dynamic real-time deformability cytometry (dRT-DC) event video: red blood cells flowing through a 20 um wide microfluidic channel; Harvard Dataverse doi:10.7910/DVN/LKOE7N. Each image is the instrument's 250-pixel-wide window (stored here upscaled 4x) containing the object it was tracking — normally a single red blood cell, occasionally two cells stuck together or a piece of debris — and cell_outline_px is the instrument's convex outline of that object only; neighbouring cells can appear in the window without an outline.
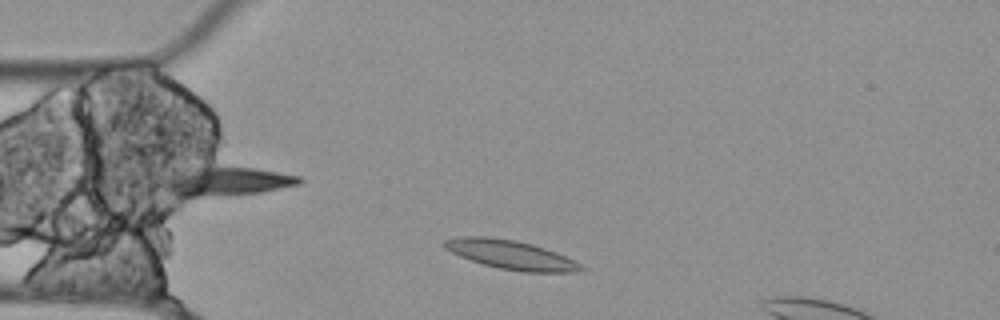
{"species": "Egyptian fruit bat (a non-hibernating species)", "species_latin": "Rousettus aegyptiacus", "temperature_condition": "cold", "stored_images_in_passage": 29, "camera_frame_rate_fps": 3000, "um_per_image_px": 0.085, "animal": {"sex": "female"}, "frame": {"image": 1, "passage_image": 4, "time_ms": 1.0, "image_size_px": [1000, 320], "cell_outline_px": [[588, 268], [584, 272], [524, 272], [500, 268], [484, 264], [460, 256], [444, 248], [440, 244], [444, 240], [464, 236], [484, 236], [516, 240], [532, 244], [556, 252]], "centroid_in_image_um": [43.44, 21.65], "position_along_channel_um": 41.6, "area_um2": 23.0}}
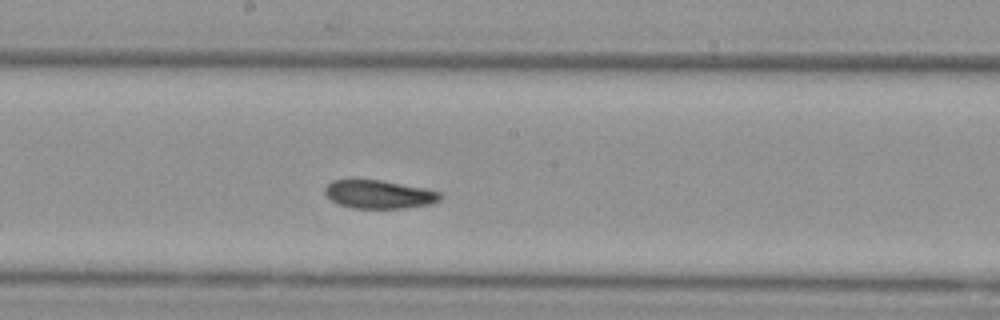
{"frame": {"image": 2, "passage_image": 20, "time_ms": 6.333, "image_size_px": [1000, 320], "cell_outline_px": [[444, 196], [440, 200], [432, 204], [404, 208], [352, 208], [340, 204], [332, 200], [324, 192], [324, 188], [332, 180], [380, 180], [428, 188], [440, 192]], "centroid_in_image_um": [32.28, 16.52], "position_along_channel_um": 215.9, "area_um2": 19.13}}
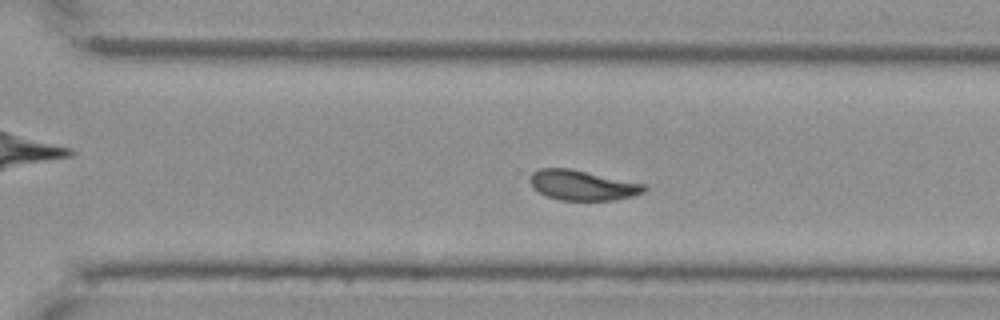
{"frame": {"image": 3, "passage_image": 29, "time_ms": 9.333, "image_size_px": [1000, 320], "cell_outline_px": [[648, 188], [644, 192], [632, 196], [612, 200], [560, 200], [548, 196], [540, 192], [528, 180], [532, 172], [540, 168], [568, 168], [648, 184]], "centroid_in_image_um": [49.55, 15.73], "position_along_channel_um": 321.0, "area_um2": 19.94}}